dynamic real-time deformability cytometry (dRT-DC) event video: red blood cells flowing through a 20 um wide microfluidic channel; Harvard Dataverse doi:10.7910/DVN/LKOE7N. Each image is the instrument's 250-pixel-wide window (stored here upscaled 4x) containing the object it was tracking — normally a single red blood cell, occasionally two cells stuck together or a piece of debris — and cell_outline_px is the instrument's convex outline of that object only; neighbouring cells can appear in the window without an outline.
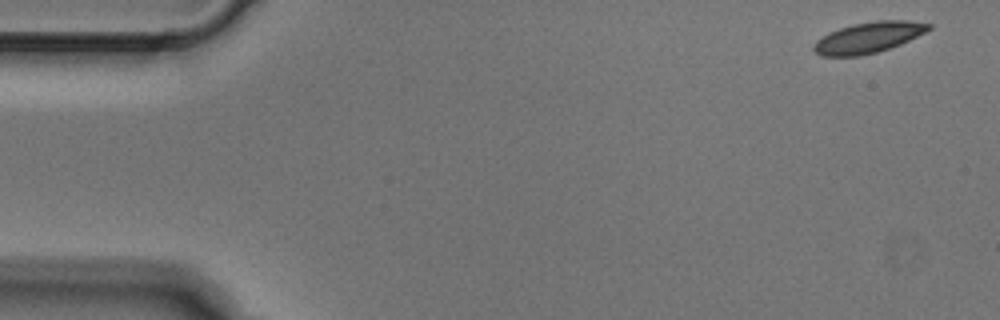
{"species": "Egyptian fruit bat (a non-hibernating species)", "species_latin": "Rousettus aegyptiacus", "temperature_condition": "cold", "stored_images_in_passage": 3, "camera_frame_rate_fps": 3000, "um_per_image_px": 0.085, "animal": {"sex": "male"}, "frame": {"image": 1, "passage_image": 1, "time_ms": 0.0, "image_size_px": [1000, 320], "cell_outline_px": [[932, 28], [900, 44], [876, 52], [860, 56], [820, 56], [812, 48], [812, 44], [816, 40], [828, 32], [852, 24], [876, 20], [908, 20], [932, 24]], "centroid_in_image_um": [73.77, 3.18], "position_along_channel_um": 11.2, "area_um2": 20.63}}